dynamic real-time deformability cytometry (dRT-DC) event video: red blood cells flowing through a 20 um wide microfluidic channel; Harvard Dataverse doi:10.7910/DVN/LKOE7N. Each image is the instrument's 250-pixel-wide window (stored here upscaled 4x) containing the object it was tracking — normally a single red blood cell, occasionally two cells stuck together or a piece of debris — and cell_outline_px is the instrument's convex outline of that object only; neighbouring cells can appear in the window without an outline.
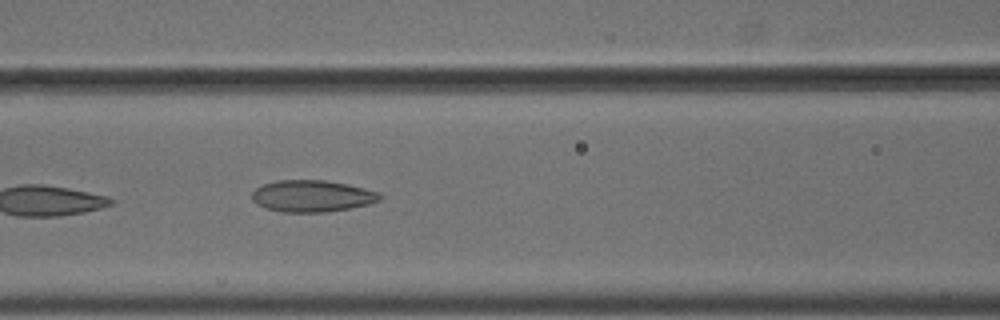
{"species": "common noctule bat (a hibernating species)", "species_latin": "Nyctalus noctula", "temperature_condition": "cold", "stored_images_in_passage": 4, "camera_frame_rate_fps": 3000, "um_per_image_px": 0.085, "animal": {"sex": "male", "body_mass_g": 18.8}, "frame": {"image": 1, "passage_image": 4, "time_ms": 1.0, "image_size_px": [1000, 320], "cell_outline_px": [[384, 196], [380, 200], [368, 204], [328, 212], [284, 212], [264, 208], [256, 204], [252, 200], [252, 192], [256, 188], [264, 184], [276, 180], [324, 180], [348, 184], [380, 192]], "centroid_in_image_um": [26.53, 16.66], "position_along_channel_um": 140.1, "area_um2": 23.76}}